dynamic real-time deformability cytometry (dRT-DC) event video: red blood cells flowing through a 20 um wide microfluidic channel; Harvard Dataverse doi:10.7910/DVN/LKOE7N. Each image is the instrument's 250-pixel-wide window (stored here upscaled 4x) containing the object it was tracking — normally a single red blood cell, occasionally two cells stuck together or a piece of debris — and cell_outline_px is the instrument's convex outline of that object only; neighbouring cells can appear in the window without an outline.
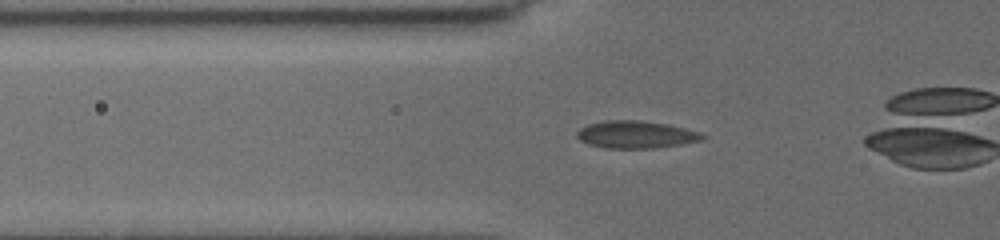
{"species": "common noctule bat (a hibernating species)", "species_latin": "Nyctalus noctula", "temperature_condition": "cold", "stored_images_in_passage": 30, "camera_frame_rate_fps": 3000, "um_per_image_px": 0.085, "animal": {"sex": "female", "body_mass_g": 19.5, "forearm_length_mm": 54.1}, "frame": {"image": 1, "passage_image": 17, "time_ms": 5.667, "image_size_px": [1000, 240], "cell_outline_px": [[708, 136], [704, 140], [656, 148], [604, 148], [588, 144], [580, 140], [576, 136], [576, 132], [580, 128], [588, 124], [604, 120], [640, 120], [668, 124], [700, 132]], "centroid_in_image_um": [54.06, 11.43], "position_along_channel_um": 71.7, "area_um2": 20.23}}
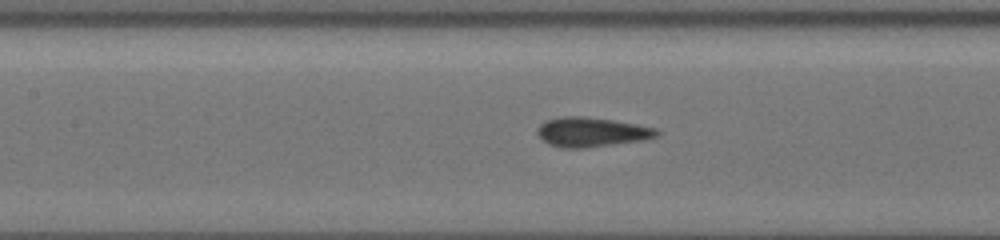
{"frame": {"image": 2, "passage_image": 24, "time_ms": 8.0, "image_size_px": [1000, 240], "cell_outline_px": [[660, 132], [656, 136], [644, 140], [584, 148], [560, 148], [548, 144], [536, 132], [540, 124], [548, 120], [564, 116], [580, 116], [612, 120], [636, 124], [656, 128]], "centroid_in_image_um": [50.28, 11.23], "position_along_channel_um": 157.1, "area_um2": 20.35}}
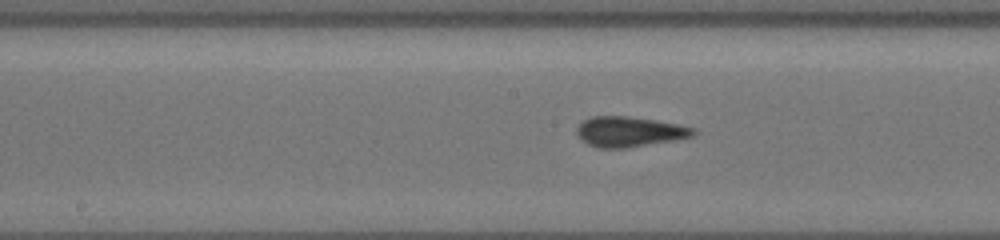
{"frame": {"image": 3, "passage_image": 27, "time_ms": 9.0, "image_size_px": [1000, 240], "cell_outline_px": [[696, 132], [692, 136], [672, 140], [624, 148], [600, 148], [588, 144], [580, 140], [576, 136], [576, 128], [584, 120], [592, 116], [628, 116], [676, 124], [696, 128]], "centroid_in_image_um": [53.43, 11.19], "position_along_channel_um": 194.8, "area_um2": 20.29}}